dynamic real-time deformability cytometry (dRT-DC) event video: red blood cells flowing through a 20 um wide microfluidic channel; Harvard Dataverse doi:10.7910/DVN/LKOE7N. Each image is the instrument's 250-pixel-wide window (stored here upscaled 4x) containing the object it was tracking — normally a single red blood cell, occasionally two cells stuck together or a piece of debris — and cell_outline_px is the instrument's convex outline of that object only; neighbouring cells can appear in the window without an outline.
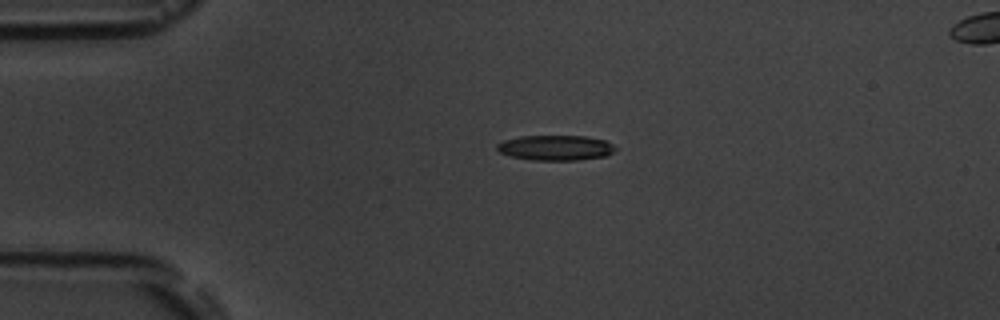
{"species": "common noctule bat (a hibernating species)", "species_latin": "Nyctalus noctula", "temperature_condition": "room temperature", "stored_images_in_passage": 6, "segment_of_instrument_passage": [1, 2], "camera_frame_rate_fps": 3000, "um_per_image_px": 0.085, "animal": {"sex": "male", "body_mass_g": 19.5, "forearm_length_mm": 54.6}, "frame": {"image": 1, "passage_image": 4, "time_ms": 3.333, "image_size_px": [1000, 320], "cell_outline_px": [[616, 148], [612, 152], [604, 156], [580, 160], [532, 160], [512, 156], [500, 152], [496, 148], [496, 144], [504, 140], [520, 136], [584, 136], [604, 140], [612, 144]], "centroid_in_image_um": [47.2, 12.56], "position_along_channel_um": 37.8, "area_um2": 17.22}}